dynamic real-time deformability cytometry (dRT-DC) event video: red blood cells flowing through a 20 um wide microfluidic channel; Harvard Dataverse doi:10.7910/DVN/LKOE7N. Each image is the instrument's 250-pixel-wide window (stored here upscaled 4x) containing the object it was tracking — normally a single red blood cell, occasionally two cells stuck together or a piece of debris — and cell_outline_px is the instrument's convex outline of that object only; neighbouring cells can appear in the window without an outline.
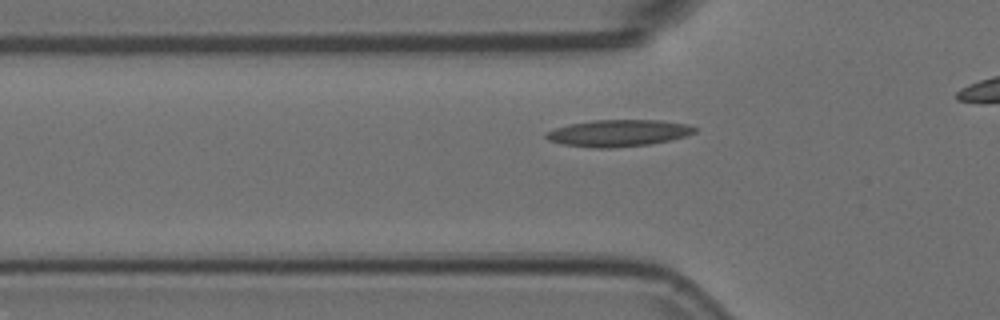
{"species": "Egyptian fruit bat (a non-hibernating species)", "species_latin": "Rousettus aegyptiacus", "temperature_condition": "room temperature", "stored_images_in_passage": 33, "camera_frame_rate_fps": 3000, "um_per_image_px": 0.085, "animal": {"sex": "female"}, "frame": {"image": 1, "passage_image": 9, "time_ms": 2.667, "image_size_px": [1000, 320], "cell_outline_px": [[696, 132], [684, 136], [668, 140], [648, 144], [616, 148], [592, 148], [564, 144], [548, 140], [544, 136], [544, 132], [568, 124], [592, 120], [660, 120], [688, 124], [696, 128]], "centroid_in_image_um": [52.52, 11.31], "position_along_channel_um": 73.3, "area_um2": 23.18}}
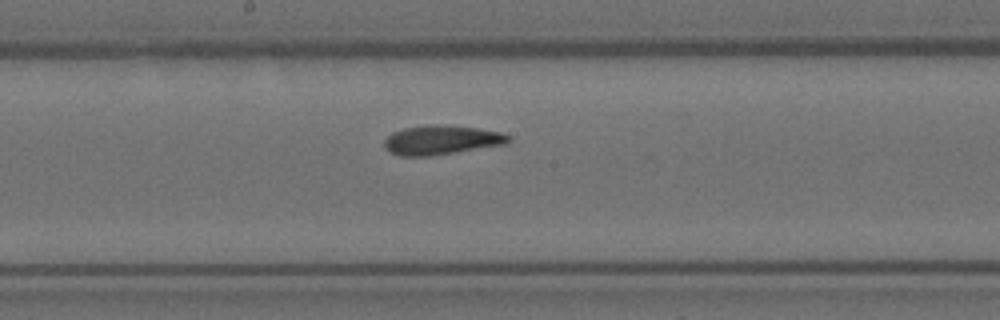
{"frame": {"image": 2, "passage_image": 20, "time_ms": 6.333, "image_size_px": [1000, 320], "cell_outline_px": [[508, 144], [428, 156], [400, 156], [388, 152], [384, 148], [384, 140], [392, 132], [404, 128], [428, 124], [448, 124], [476, 128], [500, 132], [508, 136]], "centroid_in_image_um": [37.46, 11.89], "position_along_channel_um": 210.7, "area_um2": 21.27}}
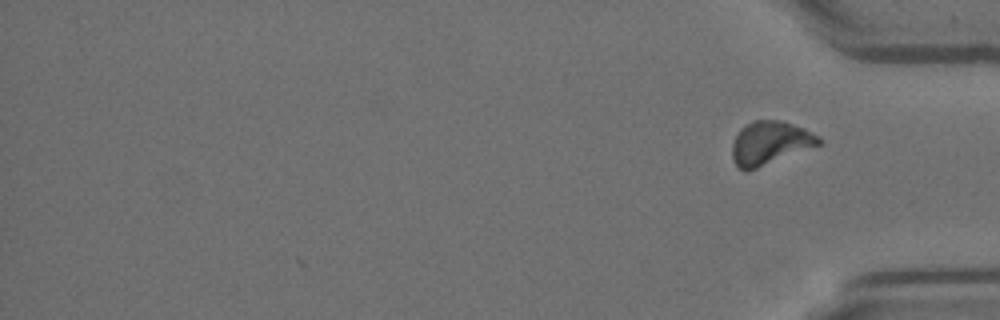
{"frame": {"image": 3, "passage_image": 33, "time_ms": 10.667, "image_size_px": [1000, 320], "cell_outline_px": [[824, 140], [820, 144], [756, 168], [744, 172], [732, 160], [732, 144], [736, 136], [752, 120], [776, 120], [792, 124], [804, 128], [820, 136]], "centroid_in_image_um": [65.46, 12.15], "position_along_channel_um": 369.7, "area_um2": 21.44}, "authors_computed_cell_mechanics": {"area_um2": 21.097, "velocity_mm_per_s": 3.7211, "shape_relaxation_time_tau1_ms": 9.8731, "shape_relaxation_time_tau2_ms": 1.7608, "deformation_change_tau1": 0.2483, "deformation_change_tau2": 0.0845}}